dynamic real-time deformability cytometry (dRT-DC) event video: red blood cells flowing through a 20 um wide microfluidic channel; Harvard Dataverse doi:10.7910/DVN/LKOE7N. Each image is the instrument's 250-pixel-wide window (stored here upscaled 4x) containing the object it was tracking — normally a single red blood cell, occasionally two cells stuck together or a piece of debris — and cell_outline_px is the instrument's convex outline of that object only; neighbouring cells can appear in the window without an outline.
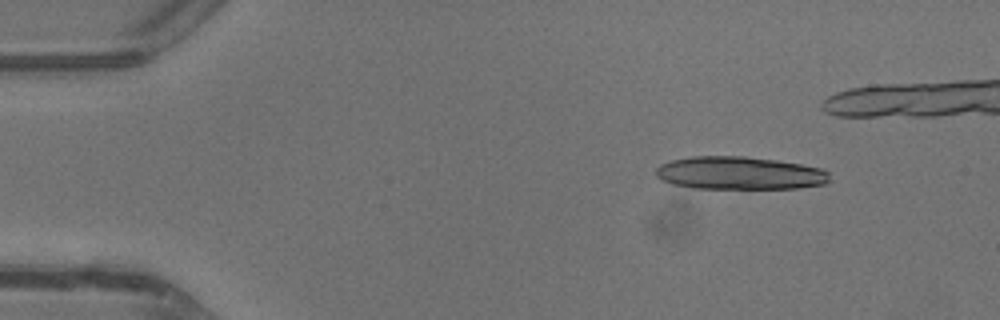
{"species": "common noctule bat (a hibernating species)", "species_latin": "Nyctalus noctula", "temperature_condition": "warm", "stored_images_in_passage": 4, "camera_frame_rate_fps": 3000, "um_per_image_px": 0.085, "animal": {"sex": "male", "body_mass_g": 13.3}, "frame": {"image": 1, "passage_image": 1, "time_ms": 0.0, "image_size_px": [1000, 320], "cell_outline_px": [[828, 180], [824, 184], [800, 188], [692, 188], [672, 184], [656, 176], [656, 168], [660, 164], [672, 160], [692, 156], [744, 156], [776, 160], [800, 164], [820, 168], [828, 172]], "centroid_in_image_um": [62.83, 14.71], "position_along_channel_um": 22.2, "area_um2": 33.18}}